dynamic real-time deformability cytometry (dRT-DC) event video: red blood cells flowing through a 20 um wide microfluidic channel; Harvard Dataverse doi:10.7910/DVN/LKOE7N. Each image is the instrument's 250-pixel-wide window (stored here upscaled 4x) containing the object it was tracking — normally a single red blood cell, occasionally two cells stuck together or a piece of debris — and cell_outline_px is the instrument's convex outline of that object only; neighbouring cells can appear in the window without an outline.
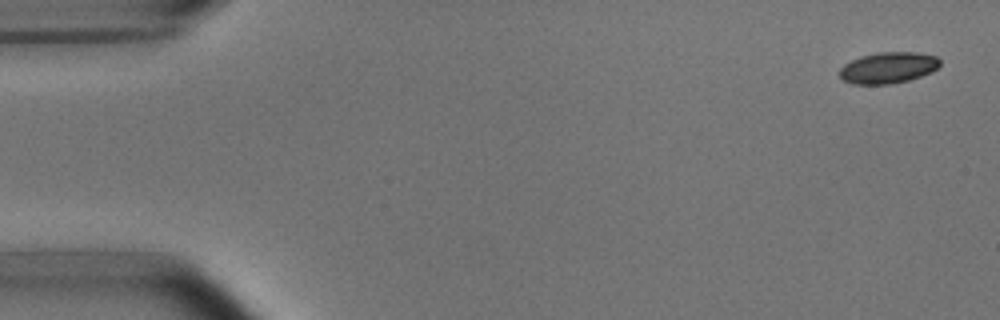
{"species": "common noctule bat (a hibernating species)", "species_latin": "Nyctalus noctula", "temperature_condition": "room temperature", "stored_images_in_passage": 5, "camera_frame_rate_fps": 3000, "um_per_image_px": 0.085, "animal": {"sex": "male", "body_mass_g": 15.6}, "frame": {"image": 1, "passage_image": 1, "time_ms": 0.0, "image_size_px": [1000, 320], "cell_outline_px": [[940, 64], [932, 72], [908, 80], [892, 84], [852, 84], [844, 80], [840, 76], [840, 68], [844, 64], [860, 56], [880, 52], [916, 52], [936, 56], [940, 60]], "centroid_in_image_um": [75.49, 5.75], "position_along_channel_um": 9.5, "area_um2": 18.21}}
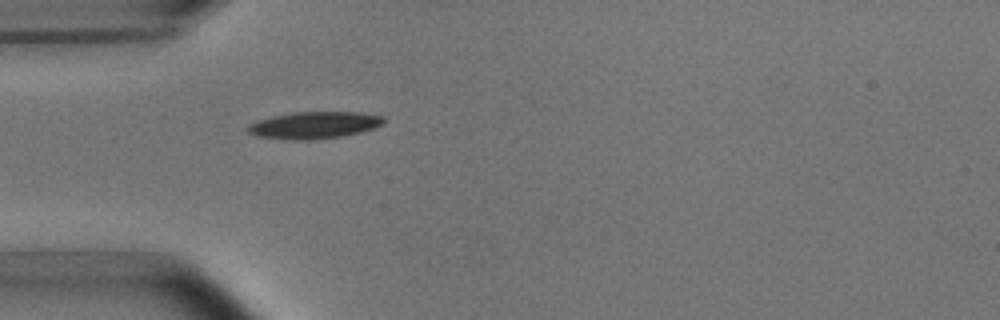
{"frame": {"image": 2, "passage_image": 5, "time_ms": 4.667, "image_size_px": [1000, 320], "cell_outline_px": [[384, 120], [380, 124], [372, 128], [360, 132], [340, 136], [308, 140], [292, 140], [256, 136], [248, 132], [248, 124], [272, 116], [292, 112], [360, 112], [384, 116]], "centroid_in_image_um": [26.68, 10.63], "position_along_channel_um": 58.3, "area_um2": 21.1}}